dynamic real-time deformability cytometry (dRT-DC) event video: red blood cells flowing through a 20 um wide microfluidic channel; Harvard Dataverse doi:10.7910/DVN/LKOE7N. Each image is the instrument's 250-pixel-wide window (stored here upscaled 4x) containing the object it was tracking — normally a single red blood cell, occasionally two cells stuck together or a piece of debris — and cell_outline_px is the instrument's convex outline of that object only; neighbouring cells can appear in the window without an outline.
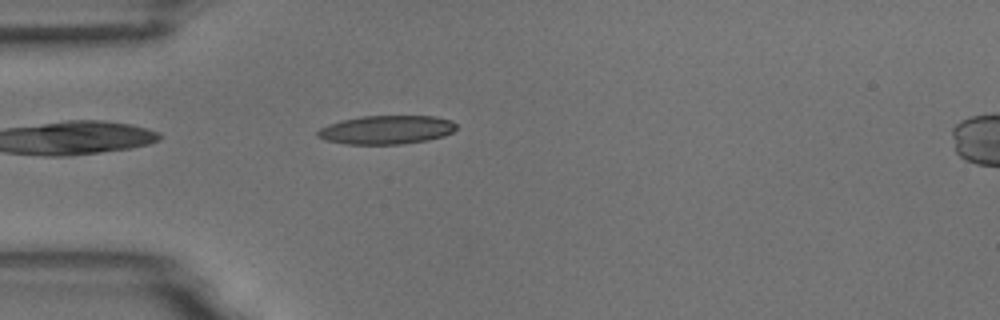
{"species": "common noctule bat (a hibernating species)", "species_latin": "Nyctalus noctula", "temperature_condition": "room temperature", "stored_images_in_passage": 4, "camera_frame_rate_fps": 3000, "um_per_image_px": 0.085, "animal": {"sex": "male", "body_mass_g": 18.8}, "frame": {"image": 1, "passage_image": 4, "time_ms": 3.667, "image_size_px": [1000, 320], "cell_outline_px": [[456, 128], [452, 132], [444, 136], [428, 140], [400, 144], [344, 144], [324, 140], [316, 136], [316, 132], [320, 128], [328, 124], [360, 116], [436, 116], [452, 120], [456, 124]], "centroid_in_image_um": [32.84, 11.03], "position_along_channel_um": 52.2, "area_um2": 23.29}}